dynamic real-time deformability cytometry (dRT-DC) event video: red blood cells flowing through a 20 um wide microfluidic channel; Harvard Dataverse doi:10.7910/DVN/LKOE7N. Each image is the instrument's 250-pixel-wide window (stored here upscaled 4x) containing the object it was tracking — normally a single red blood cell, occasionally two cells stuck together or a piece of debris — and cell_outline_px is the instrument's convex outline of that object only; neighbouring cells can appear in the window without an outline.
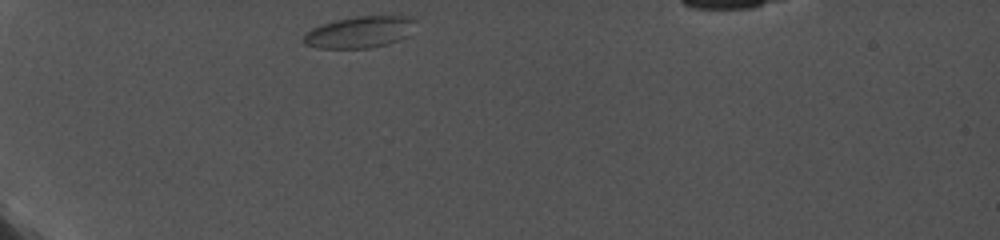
{"species": "common noctule bat (a hibernating species)", "species_latin": "Nyctalus noctula", "temperature_condition": "cold", "stored_images_in_passage": 41, "camera_frame_rate_fps": 5000, "um_per_image_px": 0.085, "animal": {"sex": "female", "body_mass_g": 19.0, "forearm_length_mm": 56.7}, "frame": {"image": 1, "passage_image": 1, "time_ms": 0.0, "image_size_px": [1000, 240], "cell_outline_px": [[416, 20], [408, 36], [400, 40], [388, 44], [368, 48], [316, 48], [304, 44], [304, 36], [312, 28], [320, 24], [336, 20], [356, 16], [400, 12], [416, 16]], "centroid_in_image_um": [30.71, 2.66], "position_along_channel_um": 54.3, "area_um2": 21.56}}
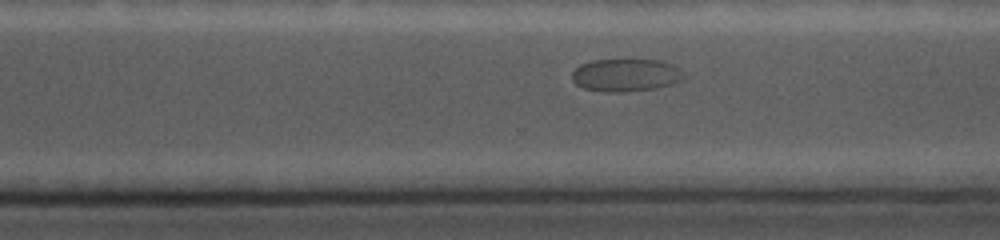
{"frame": {"image": 2, "passage_image": 31, "time_ms": 8.8, "image_size_px": [1000, 240], "cell_outline_px": [[684, 80], [672, 84], [656, 88], [624, 92], [604, 92], [584, 88], [576, 84], [572, 80], [572, 72], [580, 64], [592, 60], [660, 60], [672, 64], [680, 68], [684, 76]], "centroid_in_image_um": [53.2, 6.39], "position_along_channel_um": 317.4, "area_um2": 21.44}}
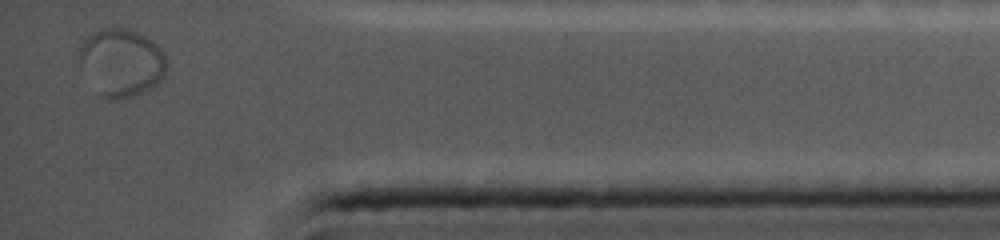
{"frame": {"image": 3, "passage_image": 41, "time_ms": 12.2, "image_size_px": [1000, 240], "cell_outline_px": [[164, 76], [160, 80], [148, 88], [132, 96], [116, 100], [112, 100], [104, 96], [80, 68], [80, 48], [84, 40], [92, 32], [104, 28], [128, 28], [144, 36], [156, 44], [160, 48], [164, 56]], "centroid_in_image_um": [10.3, 5.28], "position_along_channel_um": 424.9, "area_um2": 33.47}}